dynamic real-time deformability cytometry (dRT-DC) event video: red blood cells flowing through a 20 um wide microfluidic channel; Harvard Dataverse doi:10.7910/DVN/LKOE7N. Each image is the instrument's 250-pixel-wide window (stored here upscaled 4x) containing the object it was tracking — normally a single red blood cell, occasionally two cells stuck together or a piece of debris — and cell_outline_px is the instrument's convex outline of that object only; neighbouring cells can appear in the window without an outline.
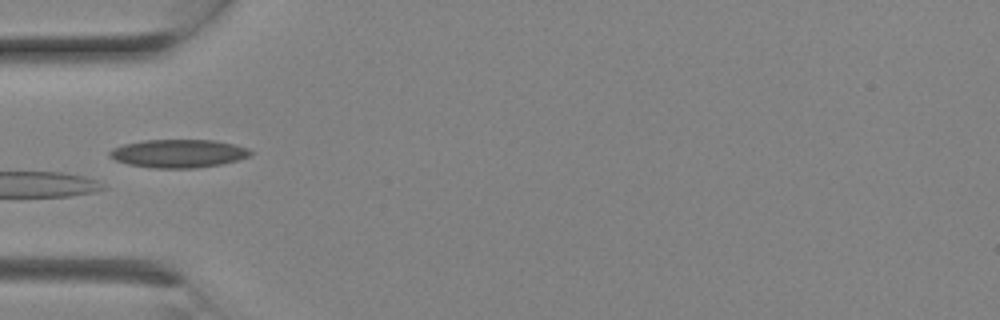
{"species": "Egyptian fruit bat (a non-hibernating species)", "species_latin": "Rousettus aegyptiacus", "temperature_condition": "room temperature", "stored_images_in_passage": 2, "camera_frame_rate_fps": 3000, "um_per_image_px": 0.085, "animal": {"sex": "female"}, "frame": {"image": 1, "passage_image": 2, "time_ms": 0.333, "image_size_px": [1000, 320], "cell_outline_px": [[252, 152], [248, 156], [236, 160], [220, 164], [196, 168], [152, 168], [128, 164], [116, 160], [108, 156], [108, 152], [112, 148], [124, 144], [144, 140], [212, 140], [236, 144], [248, 148]], "centroid_in_image_um": [15.14, 13.04], "position_along_channel_um": 69.9, "area_um2": 23.12}}